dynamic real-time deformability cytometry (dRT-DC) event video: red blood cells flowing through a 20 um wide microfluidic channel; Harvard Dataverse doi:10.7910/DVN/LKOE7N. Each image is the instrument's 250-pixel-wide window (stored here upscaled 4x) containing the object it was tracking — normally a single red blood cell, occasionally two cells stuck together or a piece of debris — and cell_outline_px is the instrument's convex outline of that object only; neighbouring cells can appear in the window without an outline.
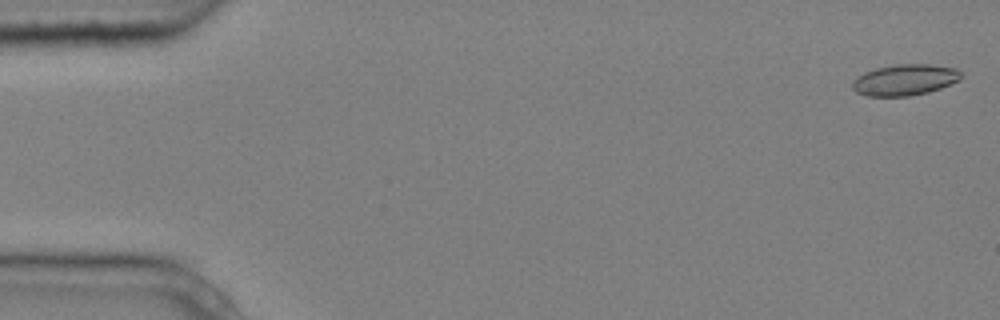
{"species": "common noctule bat (a hibernating species)", "species_latin": "Nyctalus noctula", "temperature_condition": "cold", "stored_images_in_passage": 5, "camera_frame_rate_fps": 3000, "um_per_image_px": 0.085, "animal": {"sex": "male", "body_mass_g": 20.4}, "frame": {"image": 1, "passage_image": 1, "time_ms": 0.0, "image_size_px": [1000, 320], "cell_outline_px": [[964, 76], [960, 80], [940, 88], [928, 92], [908, 96], [868, 96], [856, 92], [852, 88], [852, 80], [856, 76], [864, 72], [876, 68], [896, 64], [928, 64], [956, 68]], "centroid_in_image_um": [76.9, 6.78], "position_along_channel_um": 8.1, "area_um2": 19.83}}
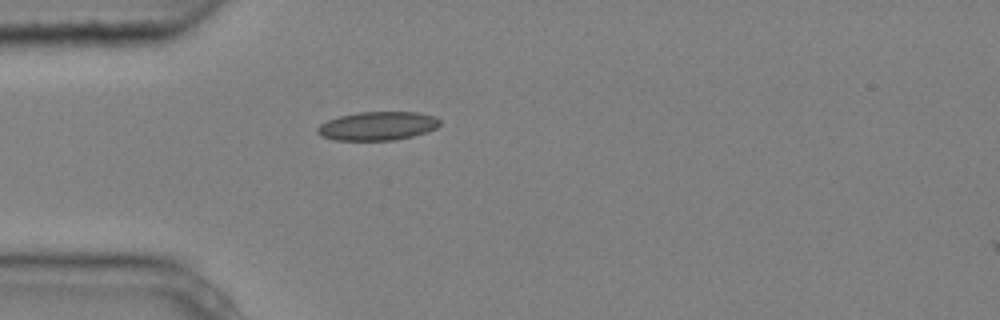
{"frame": {"image": 2, "passage_image": 5, "time_ms": 1.333, "image_size_px": [1000, 320], "cell_outline_px": [[440, 124], [436, 128], [428, 132], [412, 136], [392, 140], [336, 140], [320, 136], [316, 132], [316, 128], [320, 124], [328, 120], [340, 116], [360, 112], [420, 112], [436, 116], [440, 120]], "centroid_in_image_um": [32.11, 10.7], "position_along_channel_um": 52.9, "area_um2": 20.52}}